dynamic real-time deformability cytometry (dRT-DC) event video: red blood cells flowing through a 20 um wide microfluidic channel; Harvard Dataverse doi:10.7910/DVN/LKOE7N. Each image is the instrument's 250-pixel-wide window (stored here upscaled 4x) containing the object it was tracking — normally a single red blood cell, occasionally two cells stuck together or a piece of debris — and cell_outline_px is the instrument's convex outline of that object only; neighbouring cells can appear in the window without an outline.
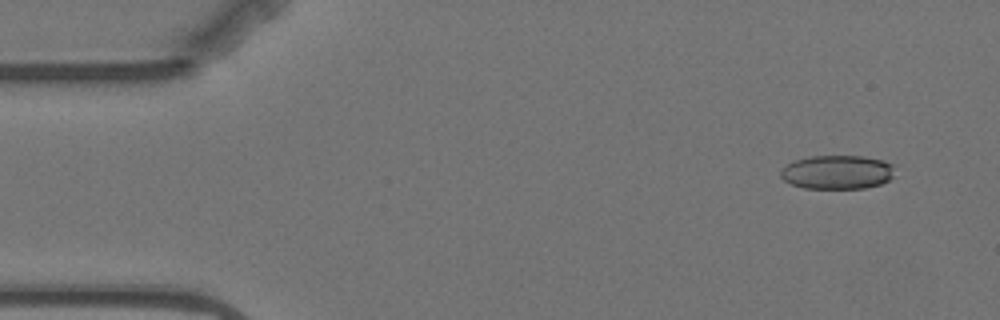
{"species": "Egyptian fruit bat (a non-hibernating species)", "species_latin": "Rousettus aegyptiacus", "temperature_condition": "warm", "stored_images_in_passage": 5, "camera_frame_rate_fps": 3000, "um_per_image_px": 0.085, "animal": {"sex": "female"}, "frame": {"image": 1, "passage_image": 1, "time_ms": 0.0, "image_size_px": [1000, 320], "cell_outline_px": [[896, 164], [892, 176], [888, 180], [880, 184], [864, 188], [804, 188], [792, 184], [784, 180], [780, 176], [780, 172], [788, 164], [796, 160], [808, 156], [864, 156], [884, 160]], "centroid_in_image_um": [71.21, 14.62], "position_along_channel_um": 13.8, "area_um2": 22.6}}
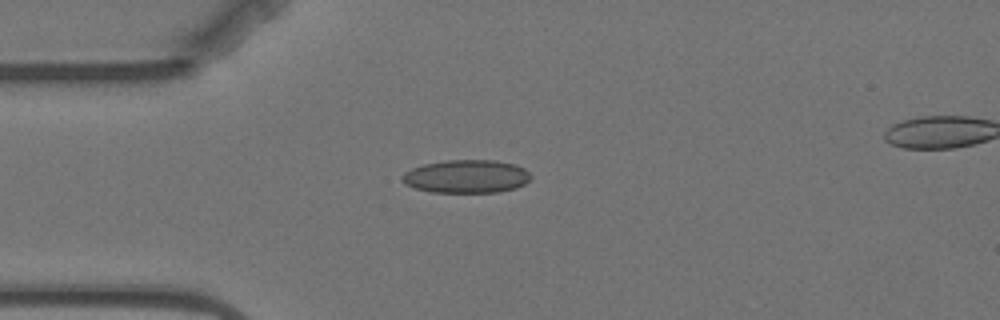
{"frame": {"image": 2, "passage_image": 3, "time_ms": 3.333, "image_size_px": [1000, 320], "cell_outline_px": [[532, 176], [524, 184], [516, 188], [500, 192], [428, 192], [404, 184], [400, 180], [400, 176], [404, 172], [412, 168], [424, 164], [444, 160], [496, 160], [516, 164], [524, 168]], "centroid_in_image_um": [39.62, 14.99], "position_along_channel_um": 45.4, "area_um2": 25.14}}
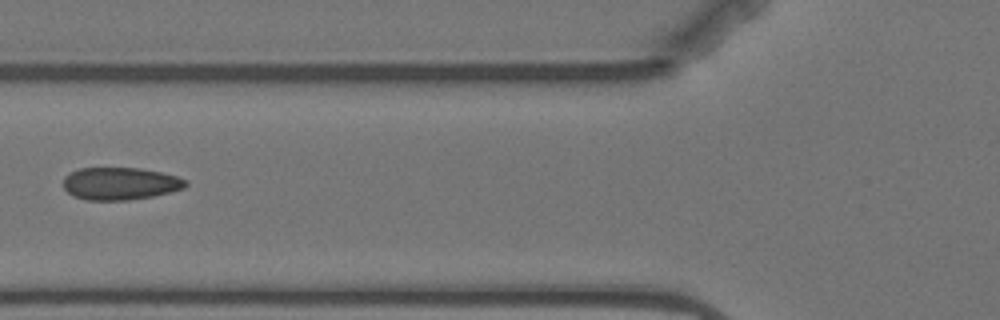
{"frame": {"image": 3, "passage_image": 5, "time_ms": 5.667, "image_size_px": [1000, 320], "cell_outline_px": [[188, 184], [184, 188], [152, 196], [128, 200], [88, 200], [72, 196], [64, 188], [64, 176], [80, 168], [140, 168], [160, 172], [176, 176], [184, 180]], "centroid_in_image_um": [10.18, 15.6], "position_along_channel_um": 115.6, "area_um2": 22.95}}